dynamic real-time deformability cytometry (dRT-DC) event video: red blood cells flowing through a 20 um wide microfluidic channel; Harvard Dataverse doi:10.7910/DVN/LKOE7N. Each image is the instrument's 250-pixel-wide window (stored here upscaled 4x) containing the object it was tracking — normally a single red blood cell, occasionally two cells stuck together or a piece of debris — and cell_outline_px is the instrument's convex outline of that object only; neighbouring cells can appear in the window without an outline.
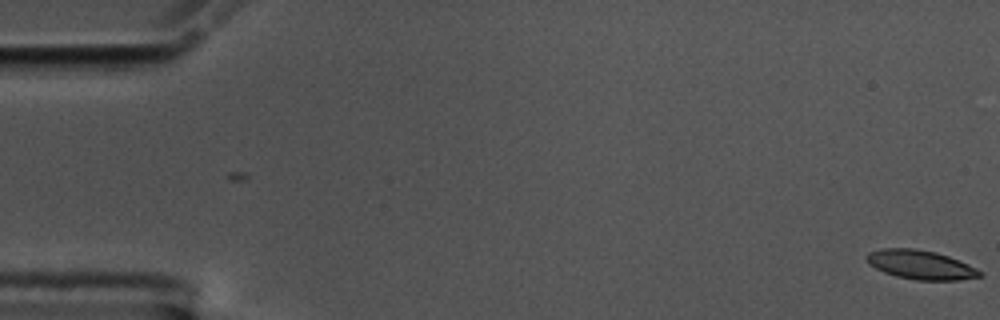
{"species": "common noctule bat (a hibernating species)", "species_latin": "Nyctalus noctula", "temperature_condition": "cold", "stored_images_in_passage": 5, "camera_frame_rate_fps": 3000, "um_per_image_px": 0.085, "animal": {"sex": "male", "body_mass_g": 17.5, "forearm_length_mm": 52.3}, "frame": {"image": 1, "passage_image": 5, "time_ms": 1.333, "image_size_px": [1000, 320], "cell_outline_px": [[984, 272], [980, 276], [960, 280], [916, 280], [896, 276], [884, 272], [868, 264], [864, 256], [868, 252], [880, 248], [916, 248], [936, 252], [948, 256], [968, 264]], "centroid_in_image_um": [78.22, 22.49], "position_along_channel_um": 6.8, "area_um2": 19.31}}